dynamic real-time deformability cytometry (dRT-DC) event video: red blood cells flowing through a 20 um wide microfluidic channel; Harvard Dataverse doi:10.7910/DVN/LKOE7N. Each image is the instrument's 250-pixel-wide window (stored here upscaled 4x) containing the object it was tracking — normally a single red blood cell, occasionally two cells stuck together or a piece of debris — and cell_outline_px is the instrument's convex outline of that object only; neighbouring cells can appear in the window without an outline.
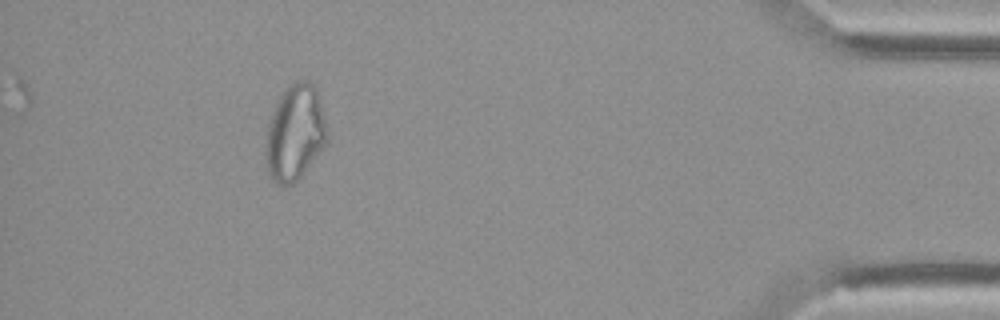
{"species": "Egyptian fruit bat (a non-hibernating species)", "species_latin": "Rousettus aegyptiacus", "temperature_condition": "cold", "stored_images_in_passage": 38, "camera_frame_rate_fps": 3000, "um_per_image_px": 0.085, "animal": {"sex": "female"}, "frame": {"image": 1, "passage_image": 38, "time_ms": 12.333, "image_size_px": [1000, 320], "cell_outline_px": [[328, 140], [300, 176], [292, 184], [284, 188], [276, 184], [268, 176], [264, 160], [264, 156], [268, 124], [272, 112], [284, 88], [288, 84], [296, 80], [308, 80], [316, 88], [324, 120]], "centroid_in_image_um": [25.01, 11.31], "position_along_channel_um": 410.2, "area_um2": 34.22}, "authors_computed_cell_mechanics": {"area_um2": 27.0504, "velocity_mm_per_s": 3.7357, "shape_relaxation_time_tau1_ms": null, "shape_relaxation_time_tau2_ms": 4.0292, "deformation_change_tau1": null, "deformation_change_tau2": 0.1454}}